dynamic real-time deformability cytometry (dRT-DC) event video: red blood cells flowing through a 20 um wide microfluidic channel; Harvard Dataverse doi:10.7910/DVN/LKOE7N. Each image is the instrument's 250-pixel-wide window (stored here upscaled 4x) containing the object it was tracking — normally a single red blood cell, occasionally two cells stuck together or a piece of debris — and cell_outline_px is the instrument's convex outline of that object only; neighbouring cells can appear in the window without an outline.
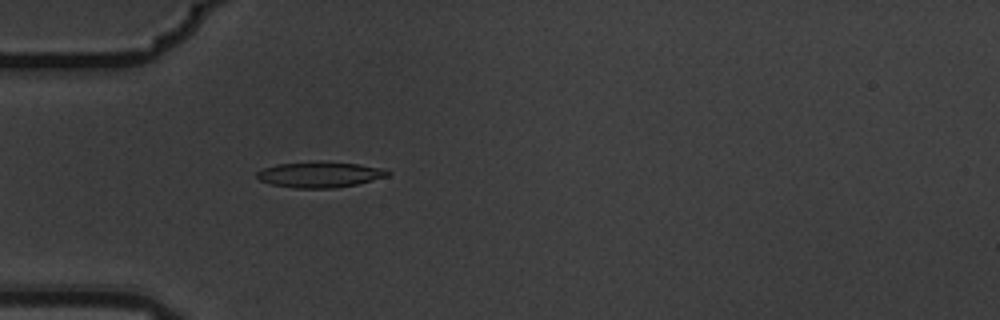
{"species": "common noctule bat (a hibernating species)", "species_latin": "Nyctalus noctula", "temperature_condition": "warm", "stored_images_in_passage": 2, "camera_frame_rate_fps": 3000, "um_per_image_px": 0.085, "animal": {"sex": "male", "body_mass_g": 19.5, "forearm_length_mm": 54.6}, "frame": {"image": 1, "passage_image": 2, "time_ms": 0.333, "image_size_px": [1000, 320], "cell_outline_px": [[392, 172], [388, 176], [356, 184], [332, 188], [296, 188], [272, 184], [260, 180], [256, 176], [256, 172], [264, 168], [276, 164], [320, 160], [360, 164], [380, 168]], "centroid_in_image_um": [27.17, 14.81], "position_along_channel_um": 57.8, "area_um2": 19.71}}